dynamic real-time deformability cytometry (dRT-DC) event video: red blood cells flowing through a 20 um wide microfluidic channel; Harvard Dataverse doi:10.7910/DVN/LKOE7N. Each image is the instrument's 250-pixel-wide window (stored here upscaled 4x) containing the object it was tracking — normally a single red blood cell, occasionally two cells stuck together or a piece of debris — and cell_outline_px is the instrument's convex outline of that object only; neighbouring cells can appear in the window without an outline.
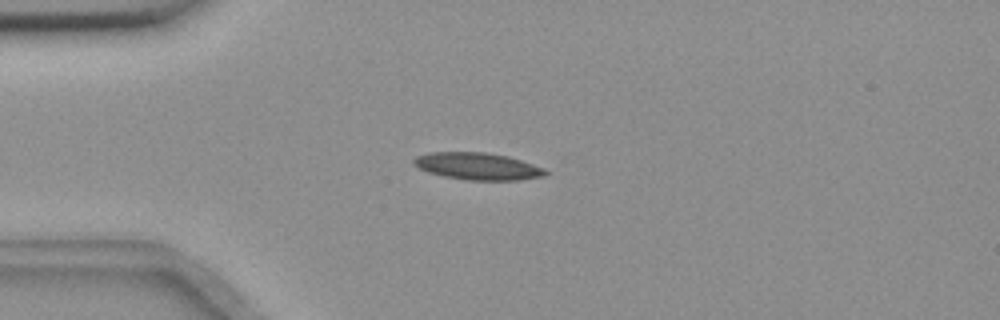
{"species": "common noctule bat (a hibernating species)", "species_latin": "Nyctalus noctula", "temperature_condition": "room temperature", "stored_images_in_passage": 43, "camera_frame_rate_fps": 3000, "um_per_image_px": 0.085, "animal": {"sex": "female", "body_mass_g": 18.4}, "frame": {"image": 1, "passage_image": 2, "time_ms": 0.333, "image_size_px": [1000, 320], "cell_outline_px": [[548, 172], [544, 176], [516, 180], [468, 180], [444, 176], [428, 172], [420, 168], [412, 160], [416, 156], [428, 152], [484, 152], [508, 156], [544, 168]], "centroid_in_image_um": [40.6, 14.12], "position_along_channel_um": 44.4, "area_um2": 20.58}}
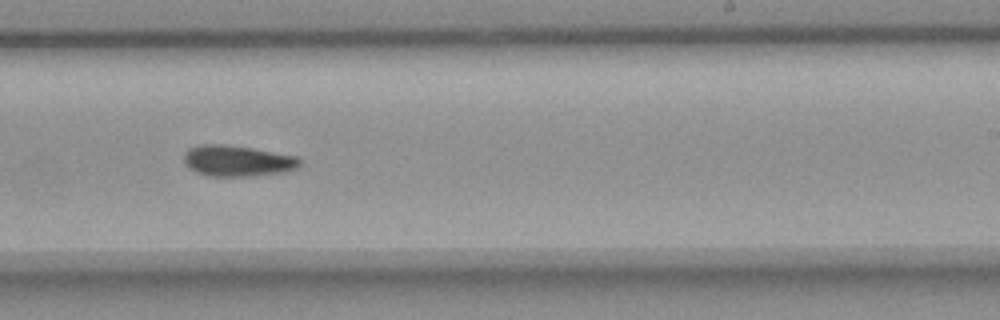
{"frame": {"image": 2, "passage_image": 22, "time_ms": 7.0, "image_size_px": [1000, 320], "cell_outline_px": [[300, 164], [296, 168], [280, 172], [248, 176], [212, 176], [196, 172], [184, 160], [184, 152], [188, 148], [196, 144], [220, 144], [252, 148], [296, 156], [300, 160]], "centroid_in_image_um": [20.14, 13.65], "position_along_channel_um": 268.9, "area_um2": 20.58}}
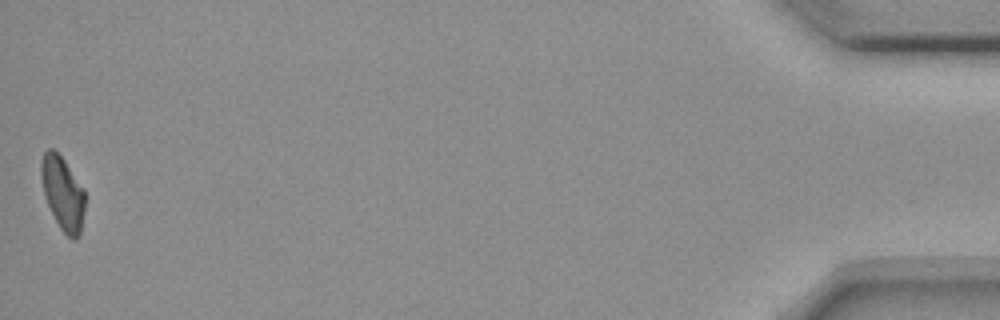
{"frame": {"image": 3, "passage_image": 43, "time_ms": 14.0, "image_size_px": [1000, 320], "cell_outline_px": [[84, 208], [80, 232], [76, 240], [72, 240], [60, 228], [44, 196], [40, 176], [40, 160], [44, 152], [48, 148], [52, 148], [64, 160], [84, 188]], "centroid_in_image_um": [5.31, 16.39], "position_along_channel_um": 429.9, "area_um2": 18.67}}